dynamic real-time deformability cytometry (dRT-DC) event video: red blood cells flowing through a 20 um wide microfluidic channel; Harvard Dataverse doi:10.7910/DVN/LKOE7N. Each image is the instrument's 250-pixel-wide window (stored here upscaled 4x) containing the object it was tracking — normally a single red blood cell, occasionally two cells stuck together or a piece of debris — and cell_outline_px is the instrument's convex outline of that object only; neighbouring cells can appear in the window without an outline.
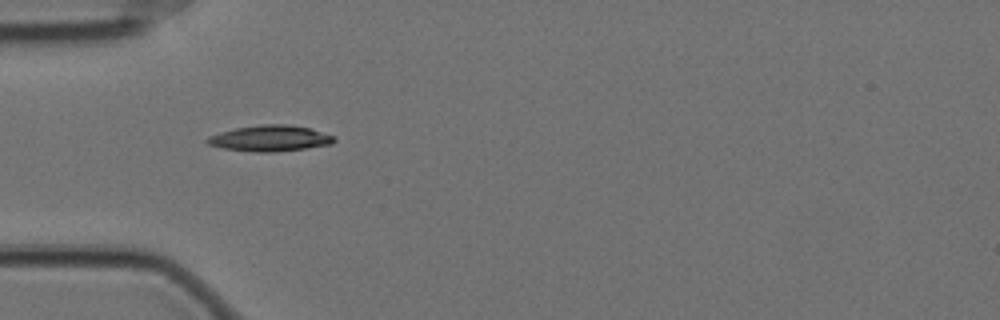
{"species": "Egyptian fruit bat (a non-hibernating species)", "species_latin": "Rousettus aegyptiacus", "temperature_condition": "cold", "stored_images_in_passage": 41, "camera_frame_rate_fps": 3000, "um_per_image_px": 0.085, "animal": {"sex": "female"}, "frame": {"image": 1, "passage_image": 1, "time_ms": 0.0, "image_size_px": [1000, 320], "cell_outline_px": [[336, 140], [332, 144], [276, 152], [256, 152], [224, 148], [208, 144], [204, 140], [208, 136], [220, 132], [236, 128], [260, 124], [288, 124], [312, 128], [332, 136]], "centroid_in_image_um": [22.94, 11.75], "position_along_channel_um": 62.1, "area_um2": 19.13}}
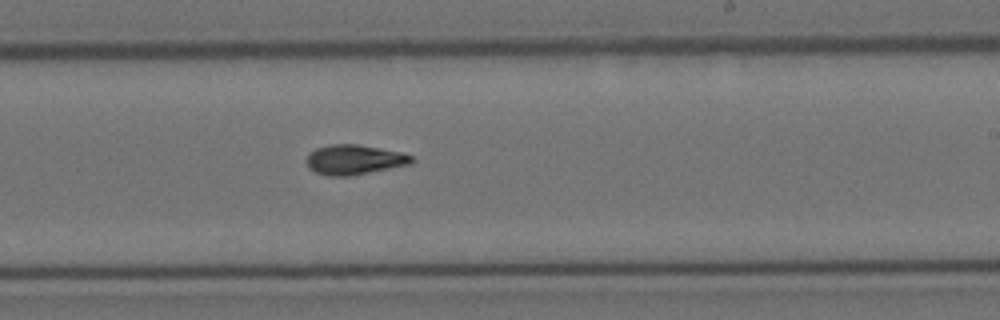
{"frame": {"image": 2, "passage_image": 18, "time_ms": 5.667, "image_size_px": [1000, 320], "cell_outline_px": [[416, 160], [412, 164], [348, 176], [328, 176], [316, 172], [308, 168], [304, 160], [308, 152], [316, 148], [328, 144], [356, 144], [380, 148], [400, 152], [412, 156]], "centroid_in_image_um": [30.07, 13.57], "position_along_channel_um": 258.9, "area_um2": 18.5}}
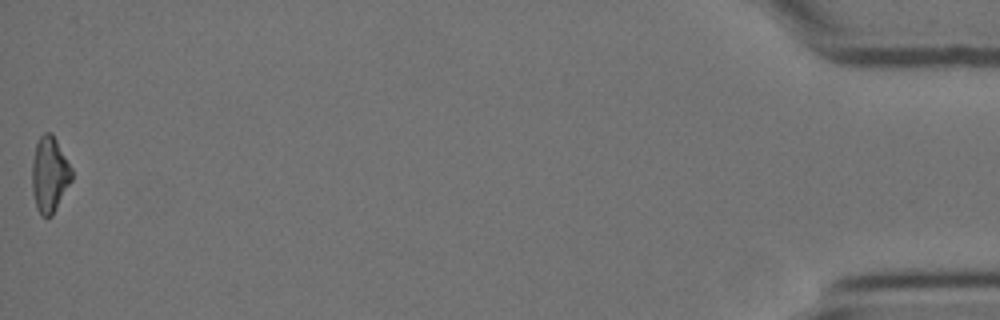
{"frame": {"image": 3, "passage_image": 41, "time_ms": 13.333, "image_size_px": [1000, 320], "cell_outline_px": [[72, 180], [52, 216], [40, 216], [36, 208], [32, 192], [32, 160], [36, 144], [40, 136], [44, 132], [52, 132], [72, 168]], "centroid_in_image_um": [4.2, 14.83], "position_along_channel_um": 431.0, "area_um2": 17.63}, "authors_computed_cell_mechanics": {"area_um2": 17.5712, "velocity_mm_per_s": 3.5024, "shape_relaxation_time_tau1_ms": 5.435, "shape_relaxation_time_tau2_ms": 7.1943, "deformation_change_tau1": 0.1422, "deformation_change_tau2": 0.1443}}